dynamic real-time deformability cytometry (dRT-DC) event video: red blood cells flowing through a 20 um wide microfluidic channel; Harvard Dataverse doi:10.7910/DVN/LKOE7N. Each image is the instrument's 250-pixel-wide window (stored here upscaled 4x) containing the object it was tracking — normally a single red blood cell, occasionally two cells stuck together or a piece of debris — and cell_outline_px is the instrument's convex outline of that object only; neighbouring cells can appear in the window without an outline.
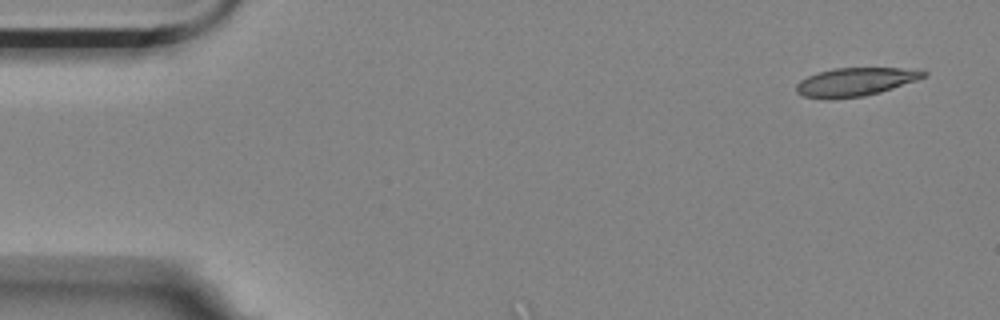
{"species": "Egyptian fruit bat (a non-hibernating species)", "species_latin": "Rousettus aegyptiacus", "temperature_condition": "room temperature", "stored_images_in_passage": 3, "camera_frame_rate_fps": 3000, "um_per_image_px": 0.085, "animal": {"sex": "female"}, "frame": {"image": 1, "passage_image": 1, "time_ms": 0.0, "image_size_px": [1000, 320], "cell_outline_px": [[928, 76], [880, 92], [864, 96], [832, 100], [804, 96], [796, 92], [796, 84], [800, 80], [816, 72], [832, 68], [920, 68], [928, 72]], "centroid_in_image_um": [72.72, 6.95], "position_along_channel_um": 12.3, "area_um2": 21.39}}